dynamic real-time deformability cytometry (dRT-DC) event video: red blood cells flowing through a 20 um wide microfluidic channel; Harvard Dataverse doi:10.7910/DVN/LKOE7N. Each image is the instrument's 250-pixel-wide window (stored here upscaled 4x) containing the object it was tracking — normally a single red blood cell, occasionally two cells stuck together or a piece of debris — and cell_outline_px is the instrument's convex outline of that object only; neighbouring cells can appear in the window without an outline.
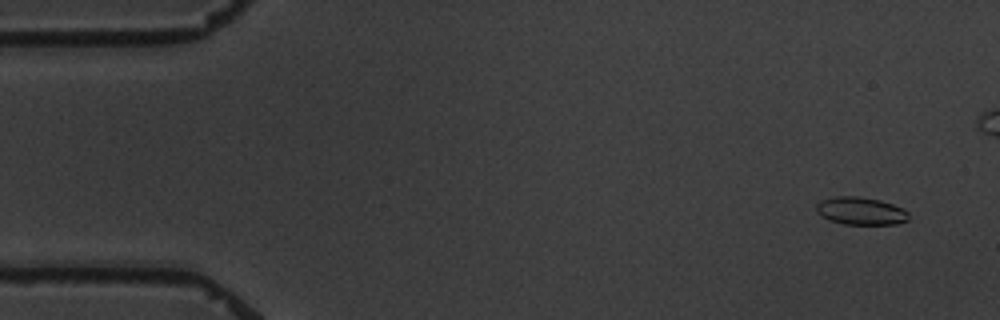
{"species": "common noctule bat (a hibernating species)", "species_latin": "Nyctalus noctula", "temperature_condition": "warm", "stored_images_in_passage": 5, "camera_frame_rate_fps": 3000, "um_per_image_px": 0.085, "animal": {"sex": "male", "body_mass_g": 19.5, "forearm_length_mm": 54.6}, "frame": {"image": 1, "passage_image": 1, "time_ms": 0.0, "image_size_px": [1000, 320], "cell_outline_px": [[908, 220], [896, 224], [844, 224], [828, 220], [816, 212], [816, 204], [824, 200], [836, 196], [856, 196], [880, 200], [904, 208], [908, 212]], "centroid_in_image_um": [73.17, 17.93], "position_along_channel_um": 11.8, "area_um2": 14.85}}